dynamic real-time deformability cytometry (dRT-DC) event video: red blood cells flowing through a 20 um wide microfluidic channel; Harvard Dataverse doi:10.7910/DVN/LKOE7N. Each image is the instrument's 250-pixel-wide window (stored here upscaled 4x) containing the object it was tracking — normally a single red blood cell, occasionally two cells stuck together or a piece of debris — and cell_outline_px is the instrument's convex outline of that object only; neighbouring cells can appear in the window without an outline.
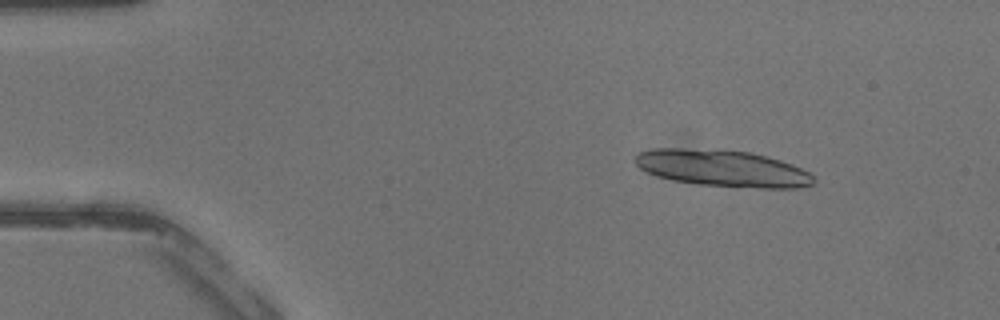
{"species": "common noctule bat (a hibernating species)", "species_latin": "Nyctalus noctula", "temperature_condition": "warm", "stored_images_in_passage": 20, "camera_frame_rate_fps": 3000, "um_per_image_px": 0.085, "animal": {"sex": "male", "body_mass_g": 13.3}, "frame": {"image": 1, "passage_image": 6, "time_ms": 1.667, "image_size_px": [1000, 320], "cell_outline_px": [[816, 180], [812, 184], [800, 188], [760, 188], [700, 184], [676, 180], [656, 176], [640, 168], [636, 164], [636, 156], [640, 152], [652, 148], [680, 148], [752, 152], [768, 156], [792, 164], [808, 172]], "centroid_in_image_um": [61.44, 14.3], "position_along_channel_um": 23.6, "area_um2": 37.74}}